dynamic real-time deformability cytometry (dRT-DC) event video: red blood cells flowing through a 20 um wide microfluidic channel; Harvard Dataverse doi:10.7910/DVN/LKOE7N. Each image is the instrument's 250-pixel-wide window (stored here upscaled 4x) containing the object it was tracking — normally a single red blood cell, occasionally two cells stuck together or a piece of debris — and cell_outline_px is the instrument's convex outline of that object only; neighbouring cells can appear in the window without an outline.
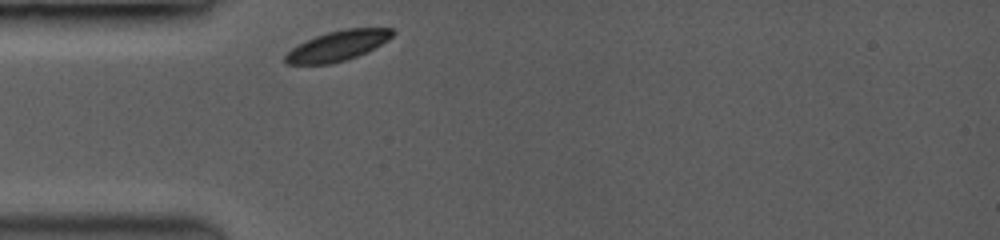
{"species": "common noctule bat (a hibernating species)", "species_latin": "Nyctalus noctula", "temperature_condition": "room temperature", "stored_images_in_passage": 39, "camera_frame_rate_fps": 3500, "um_per_image_px": 0.085, "animal": {"sex": "female", "body_mass_g": 19.0, "forearm_length_mm": 53.3}, "frame": {"image": 1, "passage_image": 1, "time_ms": 0.0, "image_size_px": [1000, 240], "cell_outline_px": [[396, 32], [388, 40], [356, 56], [332, 64], [284, 64], [284, 56], [292, 48], [316, 36], [328, 32], [344, 28], [392, 28]], "centroid_in_image_um": [28.69, 3.89], "position_along_channel_um": 56.3, "area_um2": 18.5}}
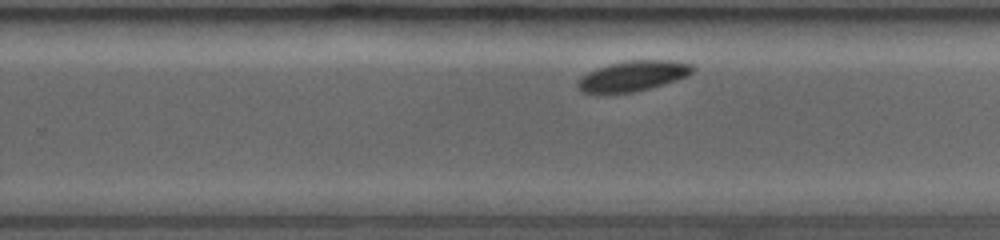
{"frame": {"image": 2, "passage_image": 25, "time_ms": 6.0, "image_size_px": [1000, 240], "cell_outline_px": [[696, 68], [688, 76], [664, 84], [632, 92], [584, 92], [576, 84], [588, 72], [612, 64], [632, 60], [676, 60], [692, 64]], "centroid_in_image_um": [53.92, 6.43], "position_along_channel_um": 275.9, "area_um2": 19.71}}
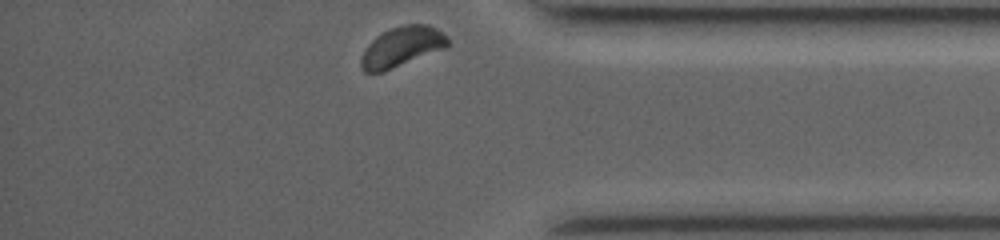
{"frame": {"image": 3, "passage_image": 39, "time_ms": 9.429, "image_size_px": [1000, 240], "cell_outline_px": [[448, 44], [444, 48], [384, 72], [364, 72], [360, 64], [360, 60], [364, 52], [372, 40], [376, 36], [392, 28], [404, 24], [428, 24], [436, 28], [448, 36]], "centroid_in_image_um": [34.16, 3.97], "position_along_channel_um": 401.0, "area_um2": 19.94}}